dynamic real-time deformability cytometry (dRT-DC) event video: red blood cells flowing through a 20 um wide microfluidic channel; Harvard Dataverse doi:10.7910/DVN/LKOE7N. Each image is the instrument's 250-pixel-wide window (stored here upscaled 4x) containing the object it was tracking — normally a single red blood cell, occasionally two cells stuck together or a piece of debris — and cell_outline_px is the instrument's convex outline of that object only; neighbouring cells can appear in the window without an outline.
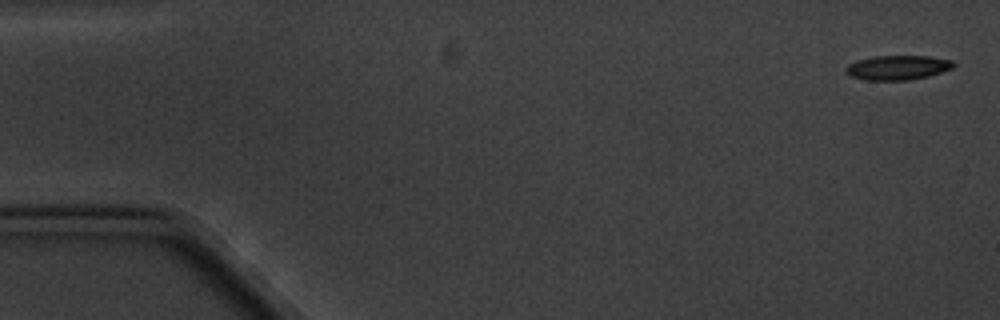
{"species": "common noctule bat (a hibernating species)", "species_latin": "Nyctalus noctula", "temperature_condition": "cold", "stored_images_in_passage": 5, "camera_frame_rate_fps": 3000, "um_per_image_px": 0.085, "animal": {"sex": "male", "body_mass_g": 20.1, "forearm_length_mm": 53.5}, "frame": {"image": 1, "passage_image": 1, "time_ms": 0.0, "image_size_px": [1000, 320], "cell_outline_px": [[956, 64], [952, 68], [928, 76], [908, 80], [864, 80], [848, 76], [844, 72], [844, 68], [848, 64], [856, 60], [872, 56], [928, 56], [952, 60]], "centroid_in_image_um": [76.23, 5.74], "position_along_channel_um": 8.8, "area_um2": 15.55}}
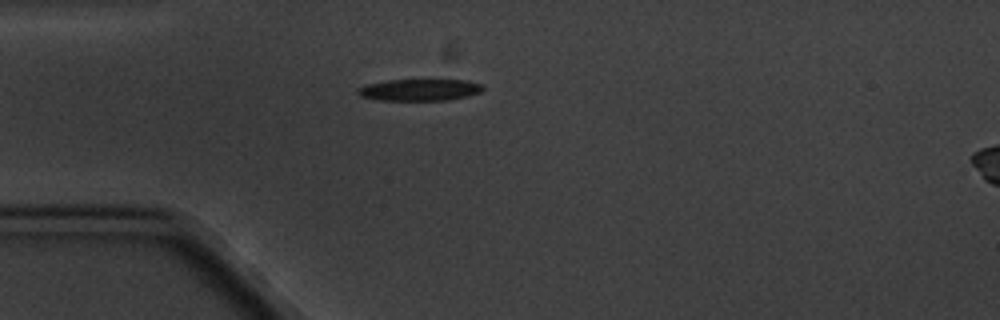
{"frame": {"image": 2, "passage_image": 5, "time_ms": 4.667, "image_size_px": [1000, 320], "cell_outline_px": [[484, 88], [480, 92], [468, 96], [448, 100], [376, 100], [360, 96], [356, 92], [356, 88], [364, 84], [388, 80], [468, 80], [484, 84]], "centroid_in_image_um": [35.64, 7.63], "position_along_channel_um": 49.4, "area_um2": 16.07}}